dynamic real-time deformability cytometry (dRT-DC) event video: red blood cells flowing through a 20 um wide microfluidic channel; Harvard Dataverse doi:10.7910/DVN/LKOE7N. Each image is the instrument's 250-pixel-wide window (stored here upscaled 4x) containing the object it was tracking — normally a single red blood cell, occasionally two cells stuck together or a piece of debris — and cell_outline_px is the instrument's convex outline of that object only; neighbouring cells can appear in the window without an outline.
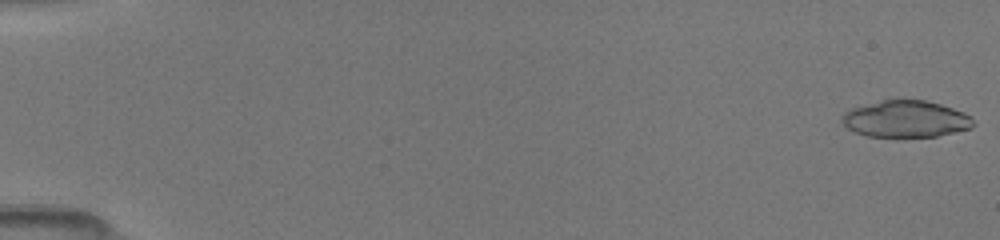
{"species": "common noctule bat (a hibernating species)", "species_latin": "Nyctalus noctula", "temperature_condition": "room temperature", "stored_images_in_passage": 7, "camera_frame_rate_fps": 3000, "um_per_image_px": 0.085, "animal": {"sex": "female", "body_mass_g": 19.5, "forearm_length_mm": 54.1}, "frame": {"image": 1, "passage_image": 1, "time_ms": 0.0, "image_size_px": [1000, 240], "cell_outline_px": [[976, 124], [972, 128], [936, 136], [896, 140], [868, 136], [856, 132], [848, 128], [840, 120], [840, 116], [844, 112], [852, 108], [880, 100], [924, 100], [940, 104], [964, 112], [972, 116]], "centroid_in_image_um": [76.99, 10.16], "position_along_channel_um": 8.0, "area_um2": 29.02}}
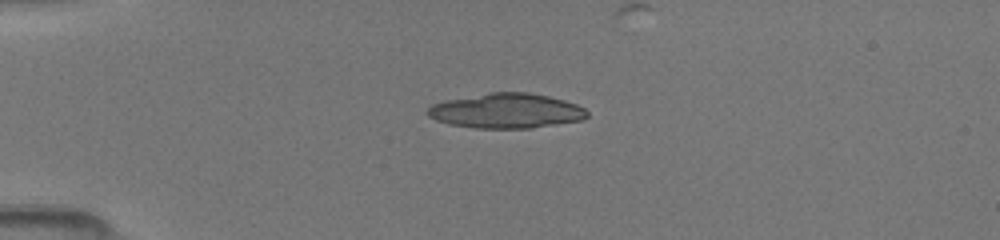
{"frame": {"image": 2, "passage_image": 6, "time_ms": 4.0, "image_size_px": [1000, 240], "cell_outline_px": [[588, 116], [584, 120], [532, 128], [476, 128], [448, 124], [436, 120], [428, 116], [424, 112], [432, 104], [448, 100], [488, 92], [528, 92], [548, 96], [564, 100], [576, 104], [584, 108], [588, 112]], "centroid_in_image_um": [43.04, 9.42], "position_along_channel_um": 42.0, "area_um2": 32.54}}